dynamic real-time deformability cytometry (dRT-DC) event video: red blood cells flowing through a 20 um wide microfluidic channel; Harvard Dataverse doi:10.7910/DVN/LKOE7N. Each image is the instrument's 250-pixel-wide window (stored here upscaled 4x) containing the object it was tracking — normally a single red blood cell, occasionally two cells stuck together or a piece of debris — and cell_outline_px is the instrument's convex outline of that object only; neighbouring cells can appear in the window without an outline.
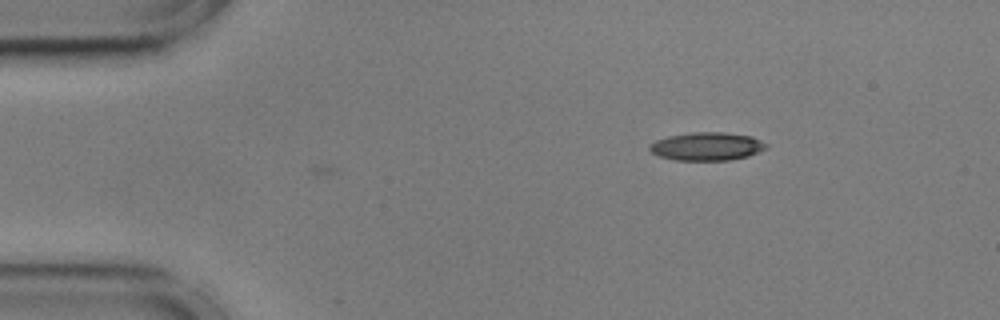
{"species": "common noctule bat (a hibernating species)", "species_latin": "Nyctalus noctula", "temperature_condition": "cold", "stored_images_in_passage": 3, "camera_frame_rate_fps": 3000, "um_per_image_px": 0.085, "animal": {"sex": "male", "body_mass_g": 17.9, "forearm_length_mm": 54.2}, "frame": {"image": 1, "passage_image": 3, "time_ms": 0.667, "image_size_px": [1000, 320], "cell_outline_px": [[768, 148], [748, 156], [728, 160], [676, 160], [660, 156], [652, 152], [648, 148], [656, 140], [668, 136], [692, 132], [724, 132], [752, 136], [768, 144]], "centroid_in_image_um": [60.12, 12.43], "position_along_channel_um": 24.9, "area_um2": 19.07}}